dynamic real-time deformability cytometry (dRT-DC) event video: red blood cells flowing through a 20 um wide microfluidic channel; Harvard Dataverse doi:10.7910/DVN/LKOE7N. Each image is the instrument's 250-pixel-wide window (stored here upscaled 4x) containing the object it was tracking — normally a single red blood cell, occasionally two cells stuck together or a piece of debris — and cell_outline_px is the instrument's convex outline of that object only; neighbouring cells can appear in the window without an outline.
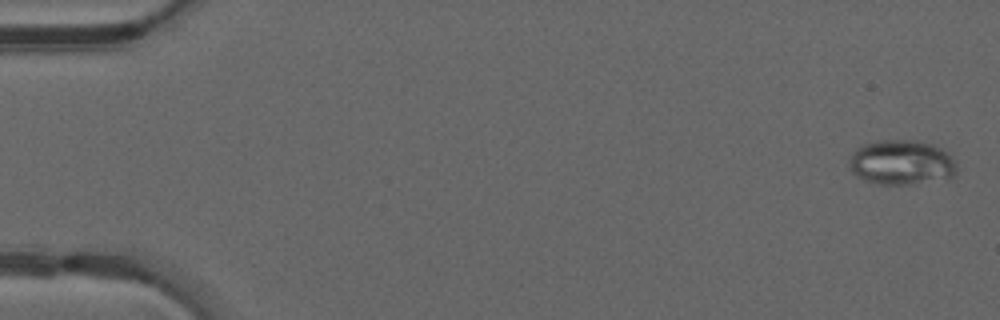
{"species": "common noctule bat (a hibernating species)", "species_latin": "Nyctalus noctula", "temperature_condition": "warm", "stored_images_in_passage": 49, "camera_frame_rate_fps": 3000, "um_per_image_px": 0.085, "animal": {"sex": "male", "forearm_length_mm": 52.5}, "frame": {"image": 1, "passage_image": 2, "time_ms": 0.333, "image_size_px": [1000, 320], "cell_outline_px": [[956, 172], [952, 176], [908, 184], [880, 184], [864, 180], [856, 176], [848, 168], [848, 164], [856, 148], [860, 144], [880, 140], [916, 140], [932, 144], [948, 152], [956, 160]], "centroid_in_image_um": [76.59, 13.78], "position_along_channel_um": 8.4, "area_um2": 28.03}}
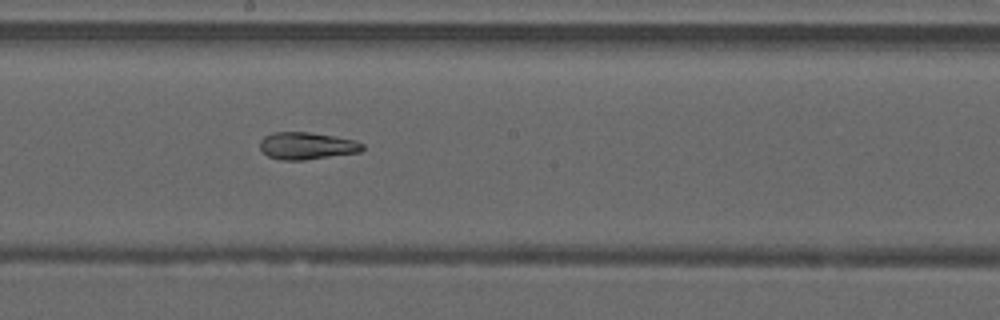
{"frame": {"image": 2, "passage_image": 28, "time_ms": 9.0, "image_size_px": [1000, 320], "cell_outline_px": [[364, 148], [360, 152], [304, 160], [280, 160], [268, 156], [260, 148], [260, 140], [264, 136], [272, 132], [308, 132], [356, 140], [364, 144]], "centroid_in_image_um": [26.07, 12.39], "position_along_channel_um": 222.1, "area_um2": 16.24}}
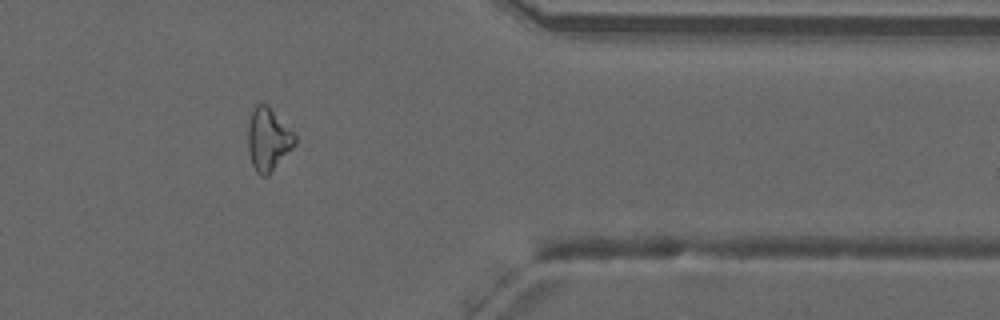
{"frame": {"image": 3, "passage_image": 41, "time_ms": 13.333, "image_size_px": [1000, 320], "cell_outline_px": [[296, 144], [264, 176], [260, 176], [256, 172], [252, 164], [248, 148], [248, 124], [252, 112], [256, 104], [260, 100], [268, 104], [296, 136]], "centroid_in_image_um": [22.77, 11.76], "position_along_channel_um": 388.6, "area_um2": 16.82}, "authors_computed_cell_mechanics": {"area_um2": 18.8428, "velocity_mm_per_s": 4.2276, "shape_relaxation_time_tau1_ms": null, "shape_relaxation_time_tau2_ms": 3.7684, "deformation_change_tau1": null, "deformation_change_tau2": 0.1046}}